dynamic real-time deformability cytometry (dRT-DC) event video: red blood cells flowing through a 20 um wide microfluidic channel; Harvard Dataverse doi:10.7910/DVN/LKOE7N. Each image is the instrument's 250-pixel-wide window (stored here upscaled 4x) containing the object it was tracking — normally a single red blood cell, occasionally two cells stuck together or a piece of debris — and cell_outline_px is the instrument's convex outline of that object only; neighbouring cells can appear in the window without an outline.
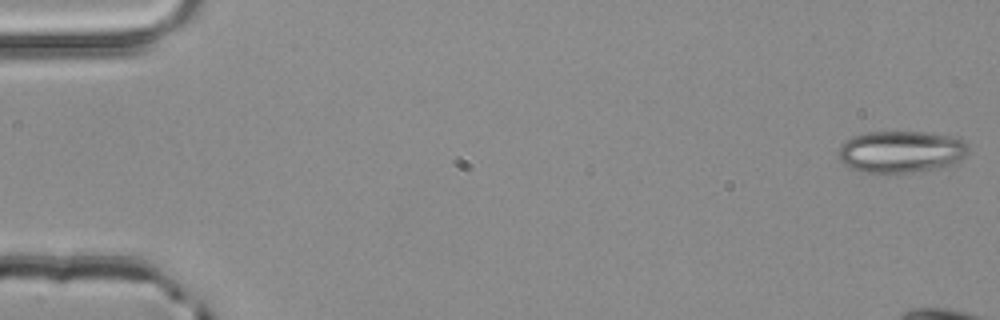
{"species": "common noctule bat (a hibernating species)", "species_latin": "Nyctalus noctula", "temperature_condition": "room temperature", "stored_images_in_passage": 5, "camera_frame_rate_fps": 3000, "um_per_image_px": 0.085, "animal": {"sex": "male", "body_mass_g": 20.4}, "frame": {"image": 1, "passage_image": 1, "time_ms": 0.0, "image_size_px": [1000, 320], "cell_outline_px": [[968, 152], [960, 160], [952, 164], [940, 168], [888, 176], [864, 172], [852, 168], [844, 164], [840, 160], [836, 152], [840, 144], [852, 136], [868, 132], [924, 132], [952, 136], [964, 140], [968, 144]], "centroid_in_image_um": [76.56, 12.93], "position_along_channel_um": 8.4, "area_um2": 32.6}}
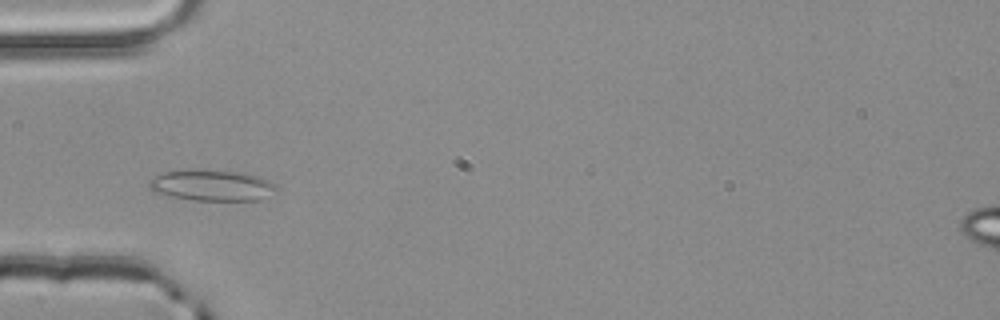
{"frame": {"image": 2, "passage_image": 5, "time_ms": 1.333, "image_size_px": [1000, 320], "cell_outline_px": [[280, 192], [260, 200], [196, 200], [168, 196], [152, 192], [148, 188], [148, 180], [152, 176], [164, 172], [192, 168], [240, 172], [260, 176], [276, 184], [280, 188]], "centroid_in_image_um": [18.02, 15.74], "position_along_channel_um": 67.0, "area_um2": 23.87}}